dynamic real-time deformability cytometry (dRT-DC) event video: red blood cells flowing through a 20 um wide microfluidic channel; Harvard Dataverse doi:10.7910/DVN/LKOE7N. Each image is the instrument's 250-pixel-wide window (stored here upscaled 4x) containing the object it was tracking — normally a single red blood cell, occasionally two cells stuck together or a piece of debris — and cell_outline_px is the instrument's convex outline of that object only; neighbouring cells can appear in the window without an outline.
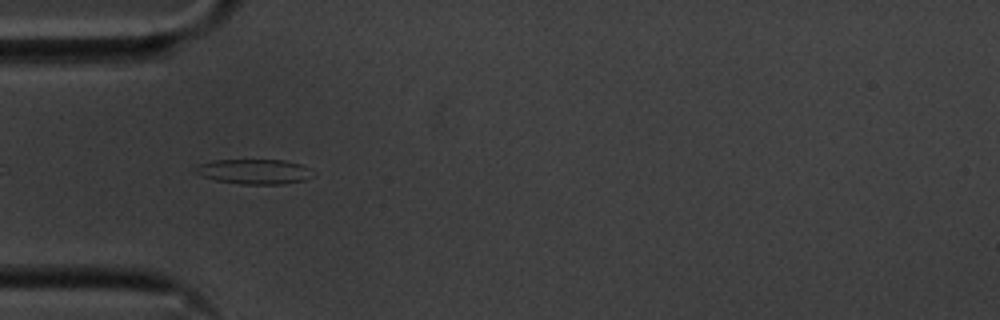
{"species": "common noctule bat (a hibernating species)", "species_latin": "Nyctalus noctula", "temperature_condition": "cold", "stored_images_in_passage": 41, "camera_frame_rate_fps": 3000, "um_per_image_px": 0.085, "animal": {"sex": "male", "body_mass_g": 20.1, "forearm_length_mm": 53.5}, "frame": {"image": 1, "passage_image": 3, "time_ms": 0.667, "image_size_px": [1000, 320], "cell_outline_px": [[316, 172], [312, 176], [304, 180], [284, 184], [240, 184], [216, 180], [200, 176], [192, 172], [192, 168], [196, 164], [212, 160], [284, 160], [300, 164]], "centroid_in_image_um": [21.54, 14.58], "position_along_channel_um": 63.5, "area_um2": 17.4}}
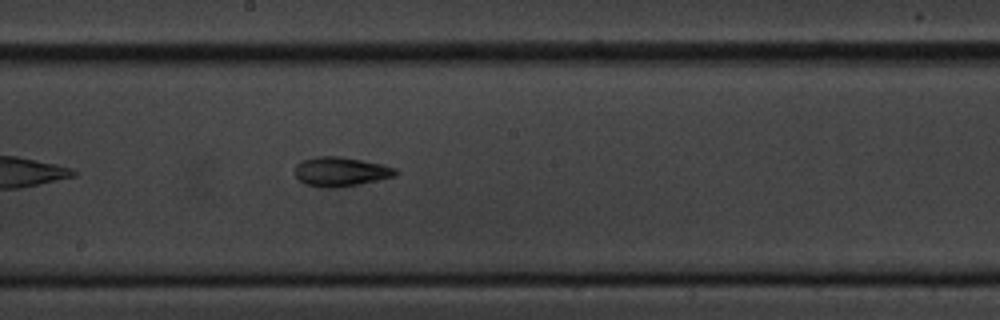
{"frame": {"image": 2, "passage_image": 16, "time_ms": 5.0, "image_size_px": [1000, 320], "cell_outline_px": [[400, 172], [396, 176], [360, 184], [340, 188], [320, 188], [304, 184], [296, 176], [296, 164], [300, 160], [316, 156], [340, 156], [380, 164], [396, 168]], "centroid_in_image_um": [28.95, 14.6], "position_along_channel_um": 219.2, "area_um2": 17.46}}
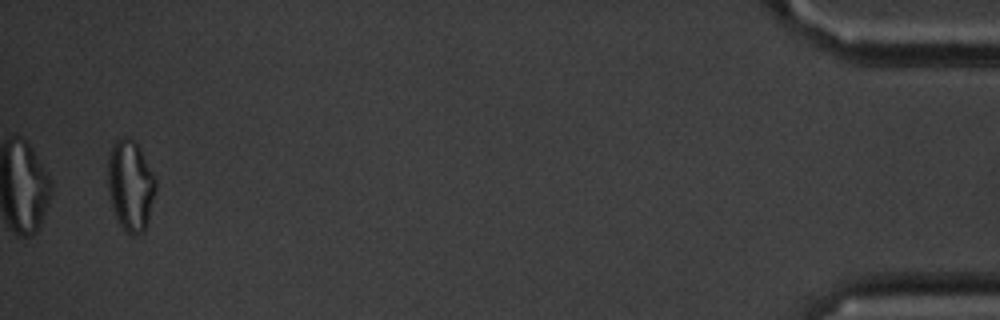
{"frame": {"image": 3, "passage_image": 40, "time_ms": 13.0, "image_size_px": [1000, 320], "cell_outline_px": [[156, 192], [148, 220], [144, 232], [132, 236], [116, 220], [108, 192], [108, 152], [112, 144], [116, 140], [124, 136], [132, 140], [140, 148], [156, 180]], "centroid_in_image_um": [11.08, 15.77], "position_along_channel_um": 424.1, "area_um2": 25.37}, "authors_computed_cell_mechanics": {"area_um2": 17.2244, "velocity_mm_per_s": 3.6099, "shape_relaxation_time_tau1_ms": 4.4852, "shape_relaxation_time_tau2_ms": 3.4138, "deformation_change_tau1": 0.141, "deformation_change_tau2": 0.1065}}